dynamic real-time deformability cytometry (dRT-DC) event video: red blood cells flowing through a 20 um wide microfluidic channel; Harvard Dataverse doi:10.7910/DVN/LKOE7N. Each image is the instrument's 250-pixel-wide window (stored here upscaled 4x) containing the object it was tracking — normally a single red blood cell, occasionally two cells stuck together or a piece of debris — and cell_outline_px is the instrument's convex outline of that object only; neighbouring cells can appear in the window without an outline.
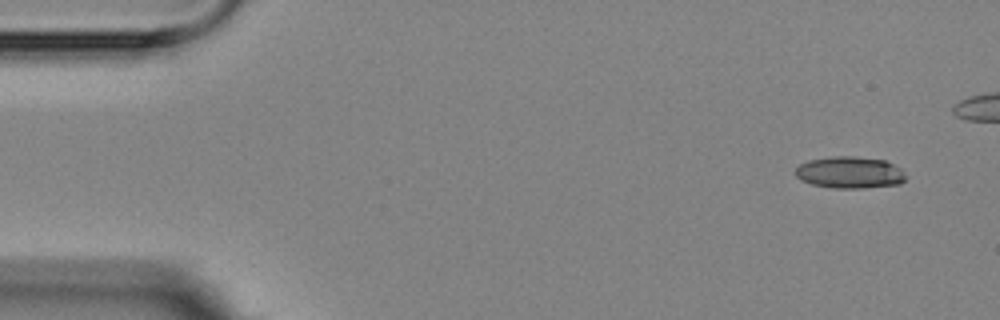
{"species": "Egyptian fruit bat (a non-hibernating species)", "species_latin": "Rousettus aegyptiacus", "temperature_condition": "room temperature", "stored_images_in_passage": 9, "segment_of_instrument_passage": [1, 2], "camera_frame_rate_fps": 3000, "um_per_image_px": 0.085, "animal": {"sex": "female"}, "frame": {"image": 1, "passage_image": 1, "time_ms": 0.0, "image_size_px": [1000, 320], "cell_outline_px": [[908, 176], [900, 184], [864, 188], [832, 188], [812, 184], [800, 180], [796, 176], [796, 168], [800, 164], [808, 160], [832, 156], [856, 156], [884, 160], [900, 168]], "centroid_in_image_um": [72.24, 14.66], "position_along_channel_um": 12.8, "area_um2": 20.58}}
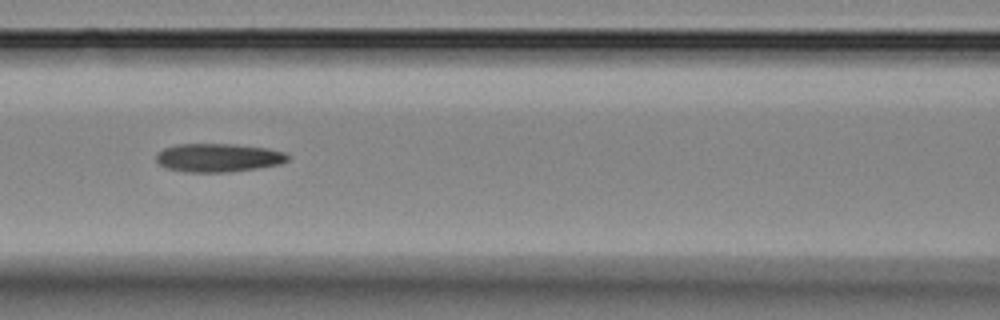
{"frame": {"image": 2, "passage_image": 7, "time_ms": 6.667, "image_size_px": [1000, 320], "cell_outline_px": [[288, 160], [280, 164], [256, 168], [228, 172], [184, 172], [164, 168], [156, 160], [156, 156], [164, 148], [176, 144], [236, 144], [268, 148], [284, 152], [288, 156]], "centroid_in_image_um": [18.54, 13.4], "position_along_channel_um": 148.1, "area_um2": 21.85}}
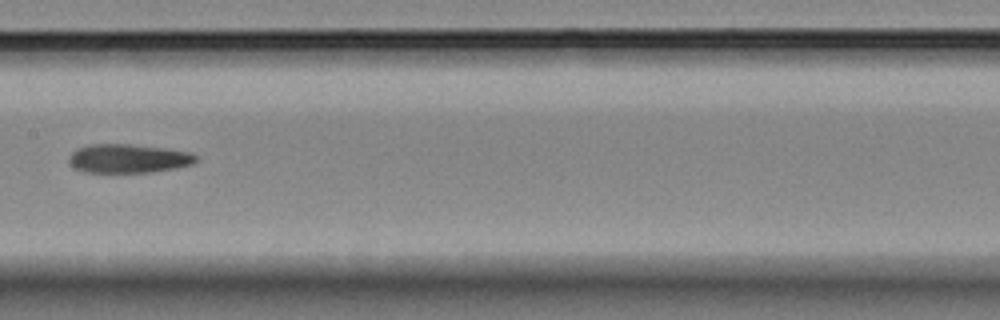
{"frame": {"image": 3, "passage_image": 8, "time_ms": 8.0, "image_size_px": [1000, 320], "cell_outline_px": [[196, 160], [192, 164], [176, 168], [152, 172], [84, 172], [76, 168], [68, 160], [68, 156], [76, 148], [88, 144], [128, 144], [164, 148], [188, 152], [196, 156]], "centroid_in_image_um": [10.87, 13.47], "position_along_channel_um": 196.5, "area_um2": 21.21}}